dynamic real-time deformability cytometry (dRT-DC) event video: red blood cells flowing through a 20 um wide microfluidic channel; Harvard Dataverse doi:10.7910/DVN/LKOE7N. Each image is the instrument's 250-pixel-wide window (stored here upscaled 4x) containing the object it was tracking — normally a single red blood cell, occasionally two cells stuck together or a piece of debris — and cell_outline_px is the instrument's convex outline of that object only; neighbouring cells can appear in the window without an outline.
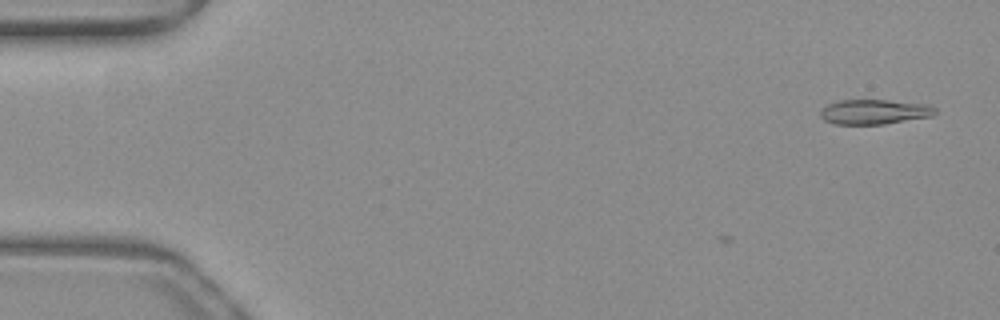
{"species": "common noctule bat (a hibernating species)", "species_latin": "Nyctalus noctula", "temperature_condition": "warm", "stored_images_in_passage": 4, "camera_frame_rate_fps": 3000, "um_per_image_px": 0.085, "animal": {"sex": "female", "body_mass_g": 19.3, "forearm_length_mm": 54.1}, "frame": {"image": 1, "passage_image": 4, "time_ms": 1.0, "image_size_px": [1000, 320], "cell_outline_px": [[936, 112], [932, 116], [884, 124], [836, 124], [824, 120], [820, 116], [820, 108], [828, 104], [840, 100], [888, 100], [928, 104], [936, 108]], "centroid_in_image_um": [74.3, 9.5], "position_along_channel_um": 10.7, "area_um2": 16.65}}